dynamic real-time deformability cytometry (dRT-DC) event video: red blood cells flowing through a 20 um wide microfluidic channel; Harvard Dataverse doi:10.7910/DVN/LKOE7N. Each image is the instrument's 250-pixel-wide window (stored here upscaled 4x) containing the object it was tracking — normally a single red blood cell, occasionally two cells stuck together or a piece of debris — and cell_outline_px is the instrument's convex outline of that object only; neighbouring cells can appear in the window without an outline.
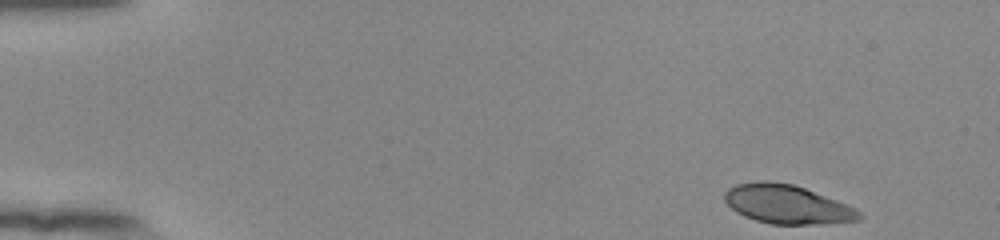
{"species": "human", "species_latin": "Homo sapiens", "temperature_condition": "room temperature", "stored_images_in_passage": 49, "camera_frame_rate_fps": 3000, "um_per_image_px": 0.085, "donor": {"sex": "female"}, "frame": {"image": 1, "passage_image": 1, "time_ms": 0.0, "image_size_px": [1000, 240], "cell_outline_px": [[864, 216], [860, 220], [820, 224], [768, 224], [744, 216], [736, 212], [724, 200], [724, 192], [728, 188], [736, 184], [760, 180], [768, 180], [792, 184], [804, 188], [836, 200], [856, 208]], "centroid_in_image_um": [66.88, 17.36], "position_along_channel_um": 18.1, "area_um2": 30.52}}
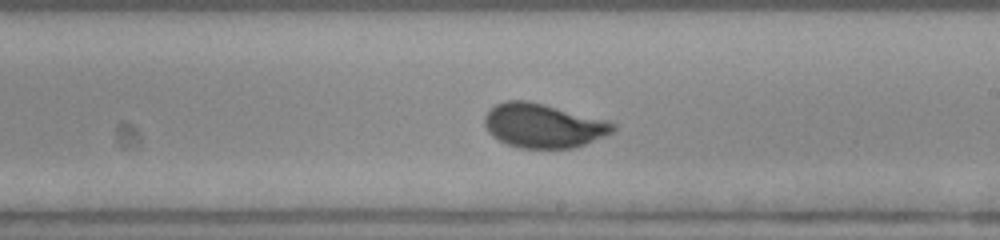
{"frame": {"image": 2, "passage_image": 28, "time_ms": 9.0, "image_size_px": [1000, 240], "cell_outline_px": [[616, 128], [608, 136], [572, 148], [520, 148], [508, 144], [492, 136], [488, 132], [484, 124], [484, 116], [496, 104], [504, 100], [528, 100], [608, 120], [616, 124]], "centroid_in_image_um": [46.2, 10.67], "position_along_channel_um": 242.8, "area_um2": 33.18}}
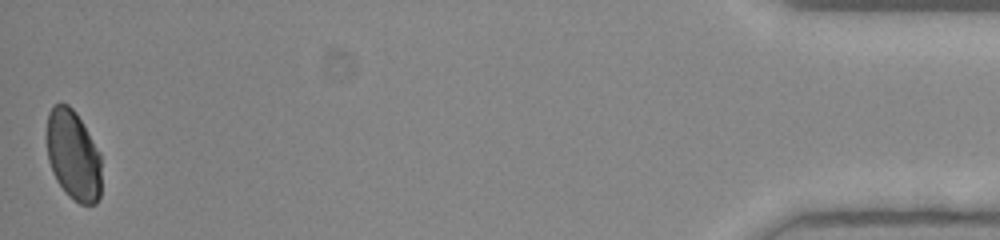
{"frame": {"image": 3, "passage_image": 49, "time_ms": 16.0, "image_size_px": [1000, 240], "cell_outline_px": [[100, 196], [96, 204], [80, 204], [68, 196], [56, 180], [52, 172], [48, 160], [48, 112], [52, 104], [68, 104], [76, 112], [100, 152]], "centroid_in_image_um": [6.23, 13.2], "position_along_channel_um": 429.0, "area_um2": 28.61}, "authors_computed_cell_mechanics": {"area_um2": 31.9056, "velocity_mm_per_s": 3.8783, "shape_relaxation_time_tau1_ms": 4.1539, "shape_relaxation_time_tau2_ms": null, "deformation_change_tau1": 0.1276, "deformation_change_tau2": null}}